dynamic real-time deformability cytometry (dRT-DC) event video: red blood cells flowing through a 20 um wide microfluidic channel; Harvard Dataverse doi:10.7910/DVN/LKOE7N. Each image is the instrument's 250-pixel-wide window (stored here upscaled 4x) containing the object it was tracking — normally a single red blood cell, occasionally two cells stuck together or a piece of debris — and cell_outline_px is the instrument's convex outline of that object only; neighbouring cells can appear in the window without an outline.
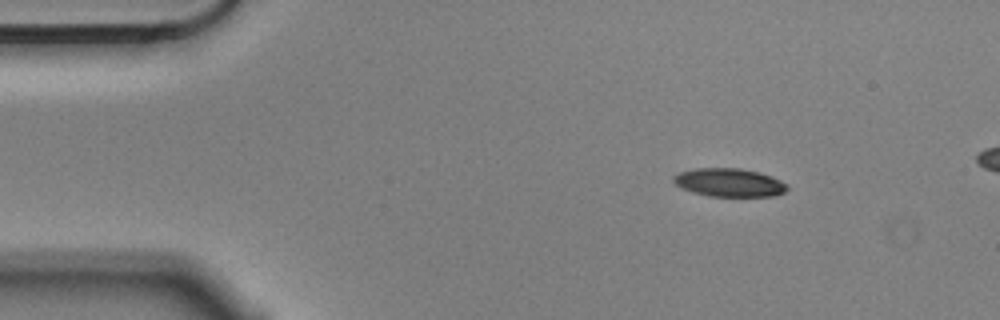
{"species": "Egyptian fruit bat (a non-hibernating species)", "species_latin": "Rousettus aegyptiacus", "temperature_condition": "cold", "stored_images_in_passage": 4, "camera_frame_rate_fps": 3000, "um_per_image_px": 0.085, "animal": {"sex": "male"}, "frame": {"image": 1, "passage_image": 2, "time_ms": 0.333, "image_size_px": [1000, 320], "cell_outline_px": [[788, 188], [784, 192], [772, 196], [708, 196], [692, 192], [680, 188], [672, 180], [672, 176], [680, 172], [696, 168], [740, 168], [760, 172], [772, 176], [788, 184]], "centroid_in_image_um": [61.97, 15.51], "position_along_channel_um": 23.0, "area_um2": 18.9}}